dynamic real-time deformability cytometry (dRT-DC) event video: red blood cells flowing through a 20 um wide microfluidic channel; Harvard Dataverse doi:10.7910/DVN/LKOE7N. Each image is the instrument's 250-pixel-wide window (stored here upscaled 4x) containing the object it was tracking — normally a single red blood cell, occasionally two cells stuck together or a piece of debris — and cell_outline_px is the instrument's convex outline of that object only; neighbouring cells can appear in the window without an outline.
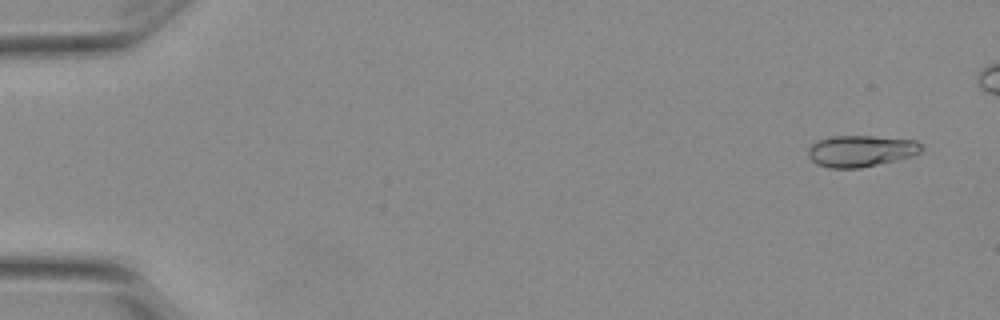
{"species": "Egyptian fruit bat (a non-hibernating species)", "species_latin": "Rousettus aegyptiacus", "temperature_condition": "warm", "stored_images_in_passage": 5, "camera_frame_rate_fps": 3000, "um_per_image_px": 0.085, "animal": {"sex": "female"}, "frame": {"image": 1, "passage_image": 1, "time_ms": 0.0, "image_size_px": [1000, 320], "cell_outline_px": [[924, 148], [920, 152], [912, 156], [860, 168], [828, 168], [816, 164], [808, 156], [808, 148], [812, 144], [820, 140], [832, 136], [872, 136], [916, 140]], "centroid_in_image_um": [73.17, 12.83], "position_along_channel_um": 11.8, "area_um2": 20.69}}